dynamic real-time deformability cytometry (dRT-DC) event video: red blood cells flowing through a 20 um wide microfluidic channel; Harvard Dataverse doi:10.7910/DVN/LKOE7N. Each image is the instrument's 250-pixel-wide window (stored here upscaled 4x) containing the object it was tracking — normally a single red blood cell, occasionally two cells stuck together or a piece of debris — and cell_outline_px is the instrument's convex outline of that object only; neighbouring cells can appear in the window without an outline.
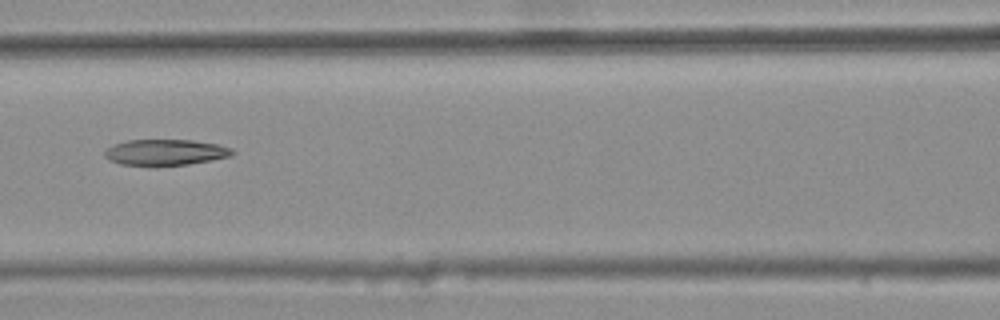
{"species": "common noctule bat (a hibernating species)", "species_latin": "Nyctalus noctula", "temperature_condition": "warm", "stored_images_in_passage": 6, "camera_frame_rate_fps": 3000, "um_per_image_px": 0.085, "animal": {"sex": "female", "body_mass_g": 25.1}, "frame": {"image": 1, "passage_image": 6, "time_ms": 1.667, "image_size_px": [1000, 320], "cell_outline_px": [[236, 152], [232, 156], [212, 160], [188, 164], [152, 168], [120, 164], [108, 160], [104, 156], [104, 152], [112, 144], [128, 140], [192, 140], [220, 144], [232, 148]], "centroid_in_image_um": [14.05, 12.98], "position_along_channel_um": 152.6, "area_um2": 20.11}}